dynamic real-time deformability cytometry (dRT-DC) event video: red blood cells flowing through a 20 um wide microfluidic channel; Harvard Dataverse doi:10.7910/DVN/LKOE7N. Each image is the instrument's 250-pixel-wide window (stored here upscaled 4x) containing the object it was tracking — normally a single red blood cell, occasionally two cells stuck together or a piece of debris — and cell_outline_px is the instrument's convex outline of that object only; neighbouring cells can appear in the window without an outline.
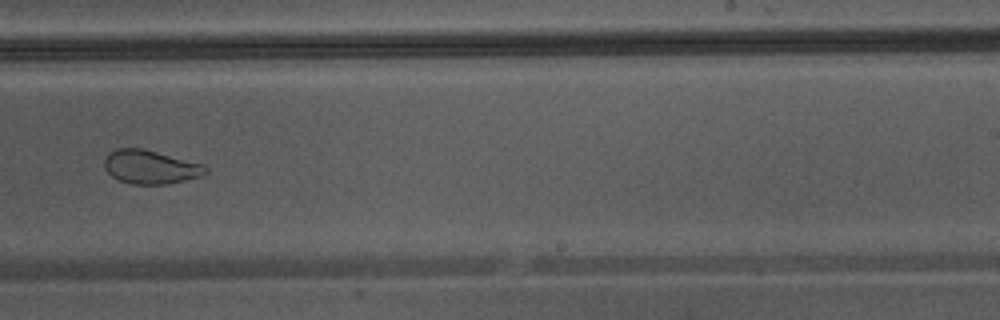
{"species": "Egyptian fruit bat (a non-hibernating species)", "species_latin": "Rousettus aegyptiacus", "temperature_condition": "warm", "stored_images_in_passage": 41, "camera_frame_rate_fps": 3000, "um_per_image_px": 0.085, "animal": {"sex": "male"}, "frame": {"image": 1, "passage_image": 30, "time_ms": 9.667, "image_size_px": [1000, 320], "cell_outline_px": [[208, 172], [200, 176], [168, 184], [132, 184], [120, 180], [112, 176], [104, 168], [104, 160], [116, 148], [144, 148], [204, 164], [208, 168]], "centroid_in_image_um": [12.82, 14.19], "position_along_channel_um": 276.2, "area_um2": 19.83}}